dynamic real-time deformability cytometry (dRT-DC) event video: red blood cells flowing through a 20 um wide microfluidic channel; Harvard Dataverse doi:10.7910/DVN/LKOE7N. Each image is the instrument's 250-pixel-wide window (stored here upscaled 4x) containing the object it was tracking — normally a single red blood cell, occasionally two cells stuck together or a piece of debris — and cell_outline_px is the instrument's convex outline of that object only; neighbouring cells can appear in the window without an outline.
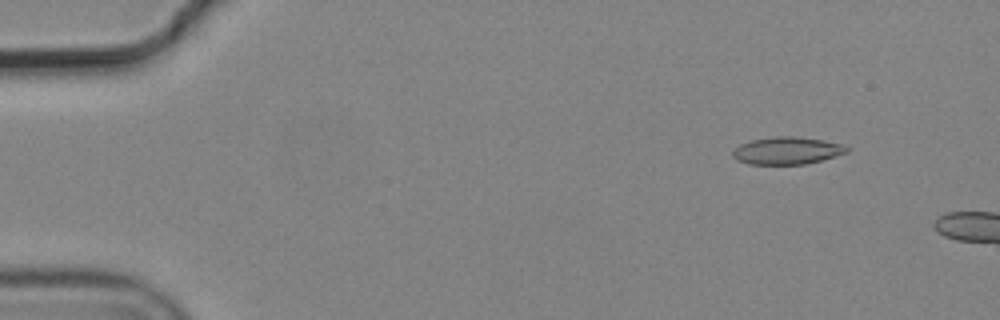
{"species": "common noctule bat (a hibernating species)", "species_latin": "Nyctalus noctula", "temperature_condition": "cold", "stored_images_in_passage": 3, "camera_frame_rate_fps": 3000, "um_per_image_px": 0.085, "animal": {"sex": "male", "body_mass_g": 19.2, "forearm_length_mm": 51.8}, "frame": {"image": 1, "passage_image": 2, "time_ms": 0.333, "image_size_px": [1000, 320], "cell_outline_px": [[848, 152], [820, 160], [804, 164], [748, 164], [736, 160], [732, 156], [732, 152], [740, 144], [752, 140], [776, 136], [796, 136], [820, 140], [840, 144], [848, 148]], "centroid_in_image_um": [66.84, 12.81], "position_along_channel_um": 18.2, "area_um2": 17.92}}